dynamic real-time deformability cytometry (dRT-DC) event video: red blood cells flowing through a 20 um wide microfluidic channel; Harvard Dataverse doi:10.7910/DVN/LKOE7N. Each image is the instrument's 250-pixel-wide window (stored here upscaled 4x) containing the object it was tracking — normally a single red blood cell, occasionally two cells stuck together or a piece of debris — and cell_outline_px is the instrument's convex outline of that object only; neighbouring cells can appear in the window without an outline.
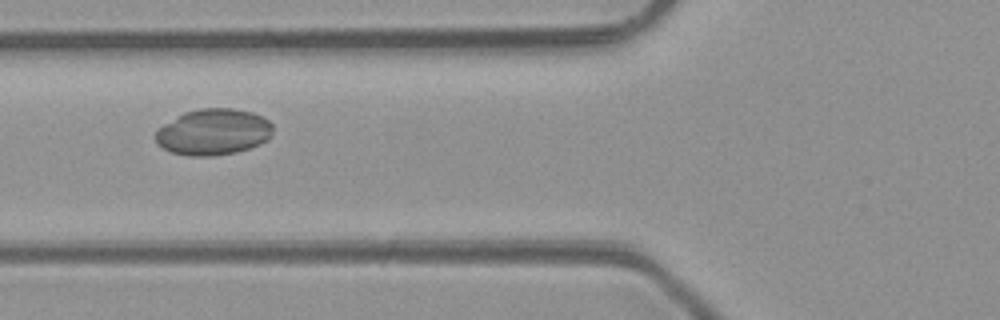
{"species": "common noctule bat (a hibernating species)", "species_latin": "Nyctalus noctula", "temperature_condition": "room temperature", "stored_images_in_passage": 3, "camera_frame_rate_fps": 3000, "um_per_image_px": 0.085, "animal": {"sex": "male", "body_mass_g": 23.1, "forearm_length_mm": 52.7}, "frame": {"image": 1, "passage_image": 3, "time_ms": 2.0, "image_size_px": [1000, 320], "cell_outline_px": [[272, 136], [268, 140], [260, 144], [236, 152], [212, 156], [188, 156], [172, 152], [164, 148], [156, 140], [156, 132], [164, 124], [184, 112], [200, 108], [232, 108], [252, 112], [268, 120], [272, 124]], "centroid_in_image_um": [18.17, 11.21], "position_along_channel_um": 107.6, "area_um2": 31.44}}